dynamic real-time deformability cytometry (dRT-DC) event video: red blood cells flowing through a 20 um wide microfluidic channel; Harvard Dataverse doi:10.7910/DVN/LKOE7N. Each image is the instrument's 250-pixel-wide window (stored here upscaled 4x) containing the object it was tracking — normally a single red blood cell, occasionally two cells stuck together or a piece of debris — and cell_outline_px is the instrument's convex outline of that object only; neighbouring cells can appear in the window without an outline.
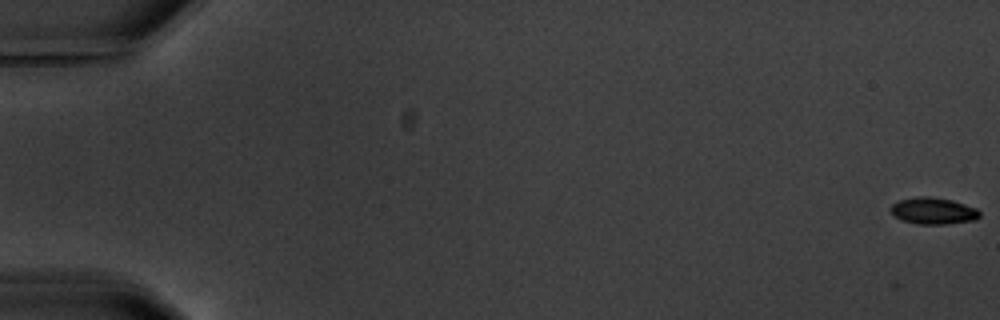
{"species": "common noctule bat (a hibernating species)", "species_latin": "Nyctalus noctula", "temperature_condition": "warm", "stored_images_in_passage": 10, "camera_frame_rate_fps": 3000, "um_per_image_px": 0.085, "animal": {"sex": "male", "body_mass_g": 20.1, "forearm_length_mm": 53.5}, "frame": {"image": 1, "passage_image": 1, "time_ms": 0.0, "image_size_px": [1000, 320], "cell_outline_px": [[980, 216], [976, 220], [948, 224], [916, 224], [904, 220], [896, 216], [888, 208], [892, 204], [900, 200], [916, 196], [928, 196], [952, 200], [976, 208], [980, 212]], "centroid_in_image_um": [79.34, 17.92], "position_along_channel_um": 5.7, "area_um2": 13.81}}
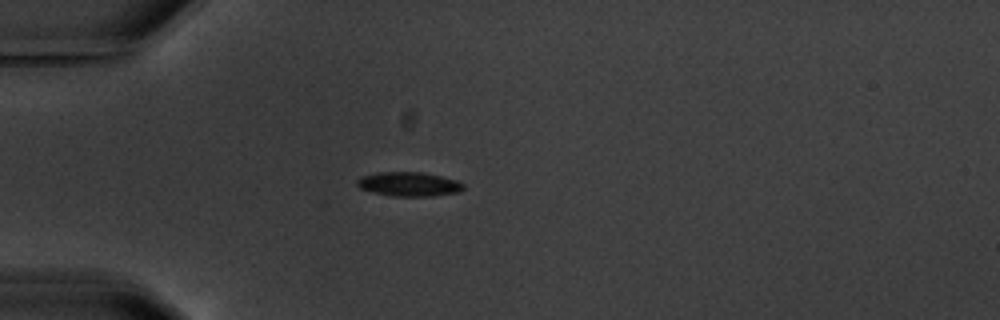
{"frame": {"image": 2, "passage_image": 5, "time_ms": 5.667, "image_size_px": [1000, 320], "cell_outline_px": [[464, 188], [460, 192], [432, 196], [392, 196], [372, 192], [360, 188], [356, 184], [356, 180], [360, 176], [380, 172], [424, 172], [456, 180], [464, 184]], "centroid_in_image_um": [34.75, 15.65], "position_along_channel_um": 50.3, "area_um2": 15.09}}
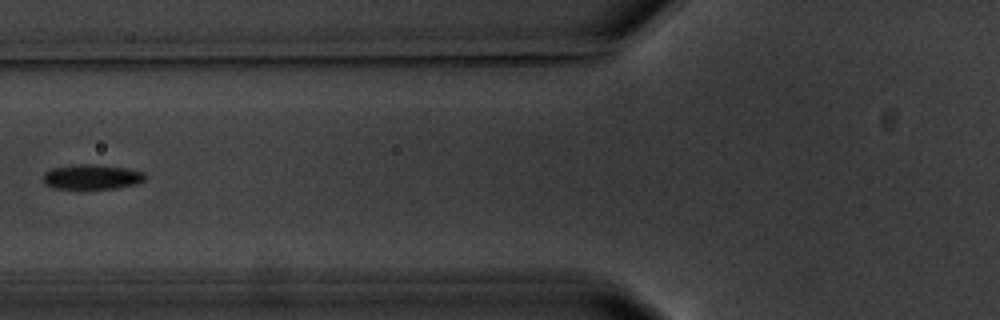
{"frame": {"image": 3, "passage_image": 7, "time_ms": 8.0, "image_size_px": [1000, 320], "cell_outline_px": [[148, 176], [144, 180], [136, 184], [116, 188], [80, 192], [52, 188], [44, 184], [44, 172], [52, 168], [72, 164], [96, 164], [128, 168], [144, 172]], "centroid_in_image_um": [7.78, 15.08], "position_along_channel_um": 118.0, "area_um2": 15.84}}